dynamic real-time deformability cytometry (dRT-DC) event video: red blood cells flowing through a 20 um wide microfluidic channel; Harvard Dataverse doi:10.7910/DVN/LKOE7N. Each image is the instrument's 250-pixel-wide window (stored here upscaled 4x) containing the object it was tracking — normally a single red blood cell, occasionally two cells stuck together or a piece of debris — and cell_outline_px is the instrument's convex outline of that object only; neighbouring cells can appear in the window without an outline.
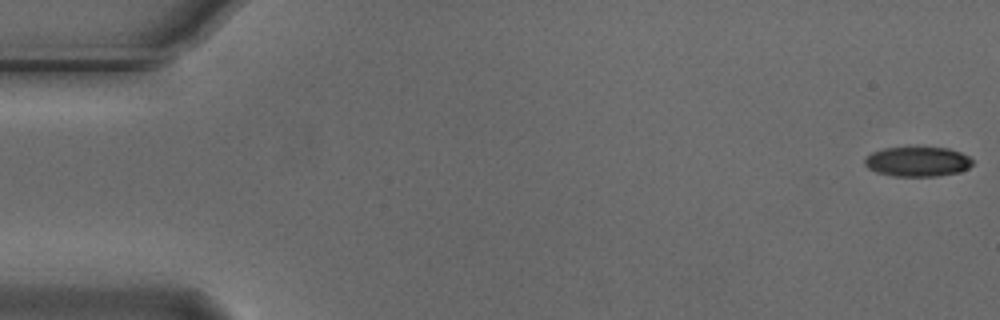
{"species": "Egyptian fruit bat (a non-hibernating species)", "species_latin": "Rousettus aegyptiacus", "temperature_condition": "cold", "stored_images_in_passage": 13, "camera_frame_rate_fps": 3000, "um_per_image_px": 0.085, "animal": {"sex": "male"}, "frame": {"image": 1, "passage_image": 1, "time_ms": 0.0, "image_size_px": [1000, 320], "cell_outline_px": [[972, 164], [968, 168], [960, 172], [936, 176], [896, 176], [876, 172], [868, 168], [864, 164], [864, 160], [872, 152], [884, 148], [948, 148], [960, 152], [968, 156], [972, 160]], "centroid_in_image_um": [77.99, 13.74], "position_along_channel_um": 7.0, "area_um2": 18.5}}